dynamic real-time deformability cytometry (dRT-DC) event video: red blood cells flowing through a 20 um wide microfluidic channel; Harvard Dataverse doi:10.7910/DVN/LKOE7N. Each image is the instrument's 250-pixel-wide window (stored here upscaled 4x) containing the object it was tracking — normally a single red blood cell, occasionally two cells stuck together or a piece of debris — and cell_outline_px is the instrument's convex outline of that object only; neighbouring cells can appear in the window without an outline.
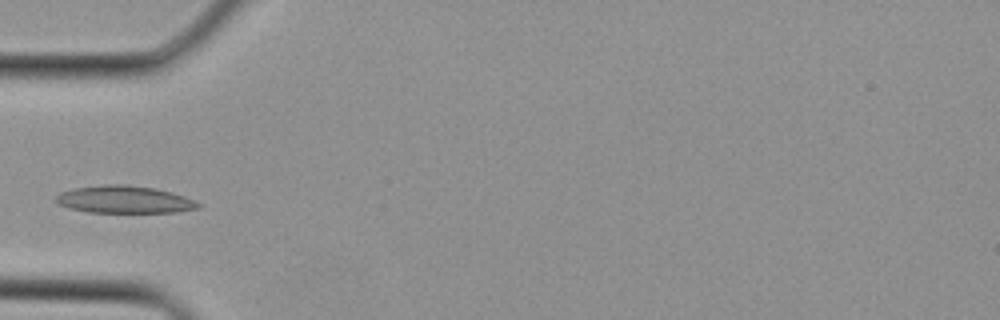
{"species": "Egyptian fruit bat (a non-hibernating species)", "species_latin": "Rousettus aegyptiacus", "temperature_condition": "cold", "stored_images_in_passage": 3, "camera_frame_rate_fps": 3000, "um_per_image_px": 0.085, "animal": {"sex": "female"}, "frame": {"image": 1, "passage_image": 3, "time_ms": 0.667, "image_size_px": [1000, 320], "cell_outline_px": [[204, 204], [200, 208], [176, 212], [88, 212], [68, 208], [52, 200], [60, 192], [72, 188], [104, 184], [124, 184], [156, 188], [172, 192], [184, 196]], "centroid_in_image_um": [10.57, 16.95], "position_along_channel_um": 74.4, "area_um2": 23.0}}